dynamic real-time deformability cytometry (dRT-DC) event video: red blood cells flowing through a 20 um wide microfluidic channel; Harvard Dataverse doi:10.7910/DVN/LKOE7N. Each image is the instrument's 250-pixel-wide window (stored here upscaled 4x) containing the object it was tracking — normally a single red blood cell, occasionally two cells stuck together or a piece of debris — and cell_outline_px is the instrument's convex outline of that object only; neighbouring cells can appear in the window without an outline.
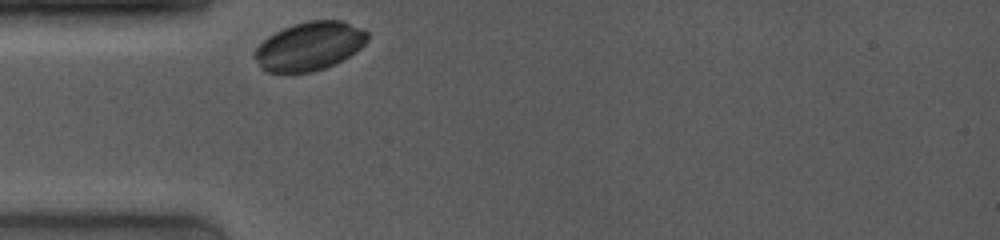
{"species": "common noctule bat (a hibernating species)", "species_latin": "Nyctalus noctula", "temperature_condition": "room temperature", "stored_images_in_passage": 10, "camera_frame_rate_fps": 4000, "um_per_image_px": 0.085, "animal": {"sex": "female", "body_mass_g": 19.0, "forearm_length_mm": 53.3}, "frame": {"image": 1, "passage_image": 1, "time_ms": 0.0, "image_size_px": [1000, 240], "cell_outline_px": [[368, 40], [356, 52], [324, 68], [312, 72], [264, 72], [260, 68], [252, 56], [252, 52], [268, 36], [292, 24], [308, 20], [340, 20], [364, 28], [368, 32]], "centroid_in_image_um": [26.28, 3.91], "position_along_channel_um": 58.7, "area_um2": 32.02}}
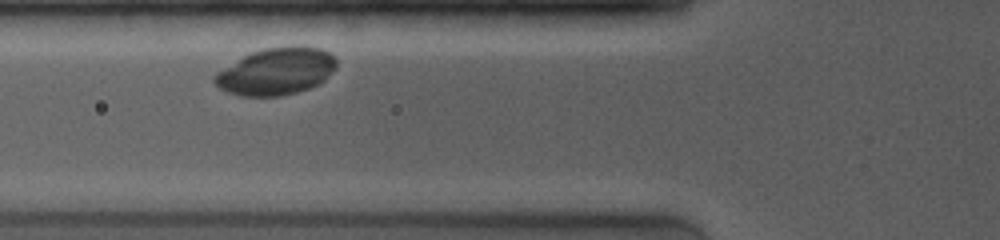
{"frame": {"image": 2, "passage_image": 6, "time_ms": 1.25, "image_size_px": [1000, 240], "cell_outline_px": [[336, 68], [324, 80], [308, 88], [296, 92], [280, 96], [240, 96], [228, 92], [220, 88], [212, 80], [212, 76], [216, 72], [244, 56], [252, 52], [264, 48], [320, 48], [336, 56]], "centroid_in_image_um": [23.45, 6.1], "position_along_channel_um": 102.4, "area_um2": 32.77}}